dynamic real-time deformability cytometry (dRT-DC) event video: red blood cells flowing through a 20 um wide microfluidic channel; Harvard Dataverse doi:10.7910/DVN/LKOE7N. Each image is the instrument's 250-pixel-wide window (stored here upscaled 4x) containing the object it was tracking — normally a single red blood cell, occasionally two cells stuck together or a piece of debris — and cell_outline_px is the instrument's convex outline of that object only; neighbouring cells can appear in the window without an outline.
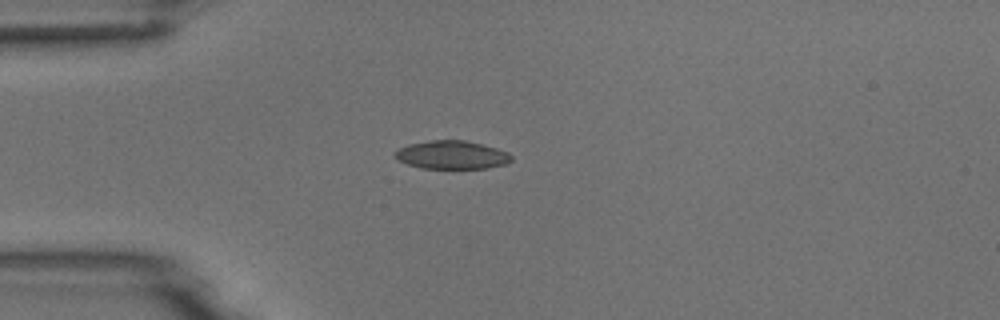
{"species": "common noctule bat (a hibernating species)", "species_latin": "Nyctalus noctula", "temperature_condition": "room temperature", "stored_images_in_passage": 1, "camera_frame_rate_fps": 3000, "um_per_image_px": 0.085, "animal": {"sex": "male", "body_mass_g": 18.8}, "frame": {"image": 1, "passage_image": 1, "time_ms": 0.0, "image_size_px": [1000, 320], "cell_outline_px": [[512, 160], [504, 164], [488, 168], [424, 168], [408, 164], [392, 156], [392, 152], [408, 144], [432, 140], [464, 140], [496, 148], [508, 152], [512, 156]], "centroid_in_image_um": [38.38, 13.16], "position_along_channel_um": 46.6, "area_um2": 19.07}}